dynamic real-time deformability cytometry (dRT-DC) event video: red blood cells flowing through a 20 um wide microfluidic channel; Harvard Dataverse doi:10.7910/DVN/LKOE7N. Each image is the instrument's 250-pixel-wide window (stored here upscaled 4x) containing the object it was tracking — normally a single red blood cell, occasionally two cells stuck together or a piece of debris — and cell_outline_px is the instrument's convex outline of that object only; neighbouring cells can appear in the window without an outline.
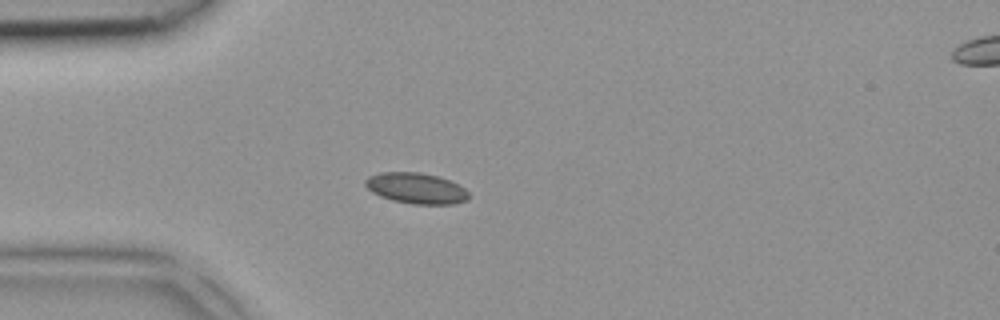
{"species": "common noctule bat (a hibernating species)", "species_latin": "Nyctalus noctula", "temperature_condition": "room temperature", "stored_images_in_passage": 4, "segment_of_instrument_passage": [1, 2], "camera_frame_rate_fps": 3000, "um_per_image_px": 0.085, "animal": {"sex": "female", "body_mass_g": 18.4}, "frame": {"image": 1, "passage_image": 3, "time_ms": 0.667, "image_size_px": [1000, 320], "cell_outline_px": [[468, 200], [456, 204], [412, 204], [392, 200], [380, 196], [372, 192], [364, 184], [364, 180], [368, 176], [380, 172], [420, 172], [436, 176], [448, 180], [464, 188], [468, 192]], "centroid_in_image_um": [35.35, 16.0], "position_along_channel_um": 49.7, "area_um2": 18.55}}